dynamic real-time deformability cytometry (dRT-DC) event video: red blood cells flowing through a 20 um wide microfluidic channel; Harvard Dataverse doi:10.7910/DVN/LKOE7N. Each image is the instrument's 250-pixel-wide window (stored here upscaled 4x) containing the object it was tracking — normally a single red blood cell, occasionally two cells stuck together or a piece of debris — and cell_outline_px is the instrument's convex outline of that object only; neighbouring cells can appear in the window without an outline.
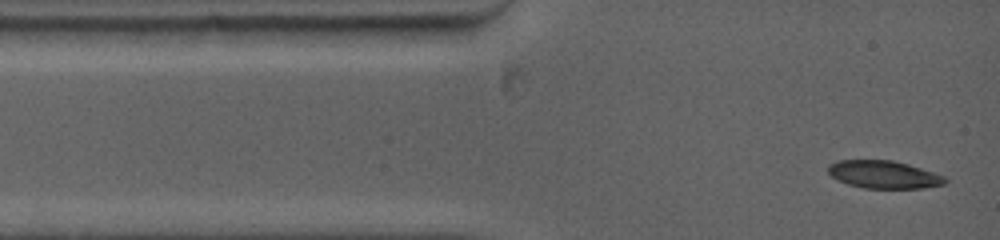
{"species": "common noctule bat (a hibernating species)", "species_latin": "Nyctalus noctula", "temperature_condition": "warm", "stored_images_in_passage": 4, "camera_frame_rate_fps": 5000, "um_per_image_px": 0.085, "animal": {"sex": "female", "body_mass_g": 19.0, "forearm_length_mm": 53.3}, "frame": {"image": 1, "passage_image": 1, "time_ms": 0.0, "image_size_px": [1000, 240], "cell_outline_px": [[948, 180], [944, 184], [924, 188], [864, 188], [848, 184], [836, 180], [828, 172], [828, 164], [836, 160], [892, 160], [908, 164], [944, 176]], "centroid_in_image_um": [75.08, 14.83], "position_along_channel_um": 9.9, "area_um2": 18.9}}
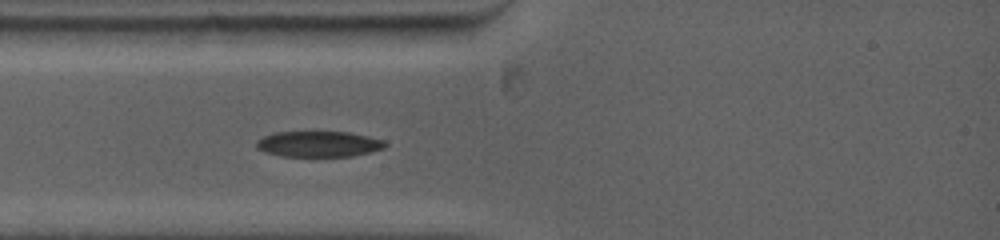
{"frame": {"image": 2, "passage_image": 4, "time_ms": 2.2, "image_size_px": [1000, 240], "cell_outline_px": [[388, 144], [384, 148], [352, 156], [280, 156], [264, 152], [256, 148], [256, 140], [264, 136], [276, 132], [312, 128], [348, 132], [368, 136], [384, 140]], "centroid_in_image_um": [27.04, 12.18], "position_along_channel_um": 58.0, "area_um2": 20.35}}